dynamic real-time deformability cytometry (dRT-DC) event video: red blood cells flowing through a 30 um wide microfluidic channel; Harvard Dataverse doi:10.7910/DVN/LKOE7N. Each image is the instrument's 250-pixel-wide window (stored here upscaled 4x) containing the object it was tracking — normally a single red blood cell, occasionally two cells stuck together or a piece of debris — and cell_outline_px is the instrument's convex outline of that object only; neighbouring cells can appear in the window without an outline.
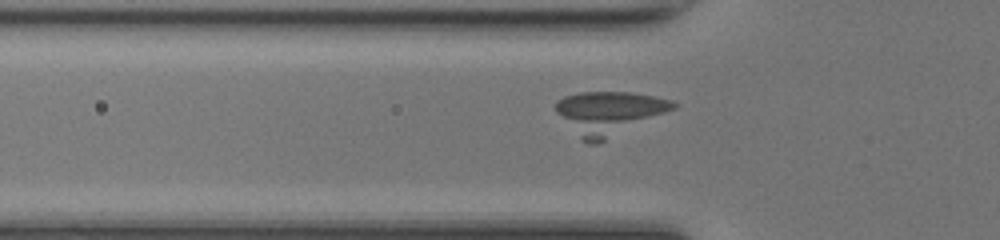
{"species": "common noctule bat (a hibernating species)", "species_latin": "Nyctalus noctula", "temperature_condition": "room temperature", "stored_images_in_passage": 35, "camera_frame_rate_fps": 3000, "um_per_image_px": 0.085, "animal": {"sex": "female", "body_mass_g": 17.0, "forearm_length_mm": 48.0}, "frame": {"image": 1, "passage_image": 2, "time_ms": 0.333, "image_size_px": [1000, 240], "cell_outline_px": [[676, 108], [596, 144], [588, 144], [580, 140], [556, 112], [556, 100], [564, 96], [580, 92], [628, 92], [652, 96], [672, 100], [676, 104]], "centroid_in_image_um": [51.72, 9.6], "position_along_channel_um": 74.1, "area_um2": 29.36}}
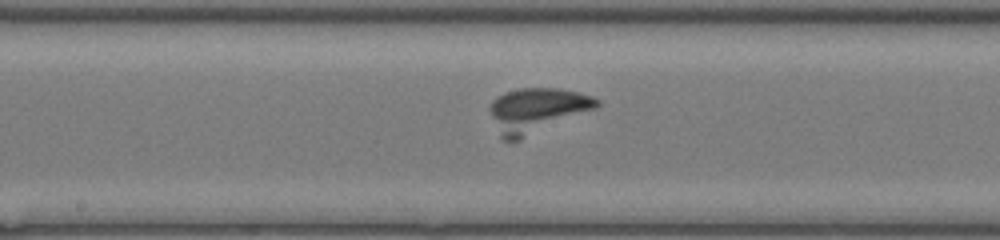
{"frame": {"image": 2, "passage_image": 11, "time_ms": 3.333, "image_size_px": [1000, 240], "cell_outline_px": [[600, 104], [596, 108], [520, 140], [504, 140], [500, 136], [492, 112], [492, 100], [496, 96], [504, 92], [520, 88], [560, 88], [580, 92], [592, 96], [600, 100]], "centroid_in_image_um": [45.68, 9.35], "position_along_channel_um": 202.5, "area_um2": 27.57}}
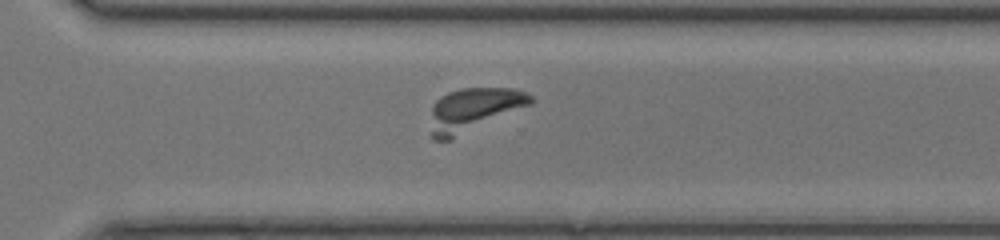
{"frame": {"image": 3, "passage_image": 20, "time_ms": 6.333, "image_size_px": [1000, 240], "cell_outline_px": [[536, 100], [532, 104], [452, 140], [436, 140], [432, 136], [432, 104], [440, 96], [448, 92], [460, 88], [512, 88], [524, 92], [532, 96]], "centroid_in_image_um": [40.28, 9.32], "position_along_channel_um": 330.3, "area_um2": 25.49}}